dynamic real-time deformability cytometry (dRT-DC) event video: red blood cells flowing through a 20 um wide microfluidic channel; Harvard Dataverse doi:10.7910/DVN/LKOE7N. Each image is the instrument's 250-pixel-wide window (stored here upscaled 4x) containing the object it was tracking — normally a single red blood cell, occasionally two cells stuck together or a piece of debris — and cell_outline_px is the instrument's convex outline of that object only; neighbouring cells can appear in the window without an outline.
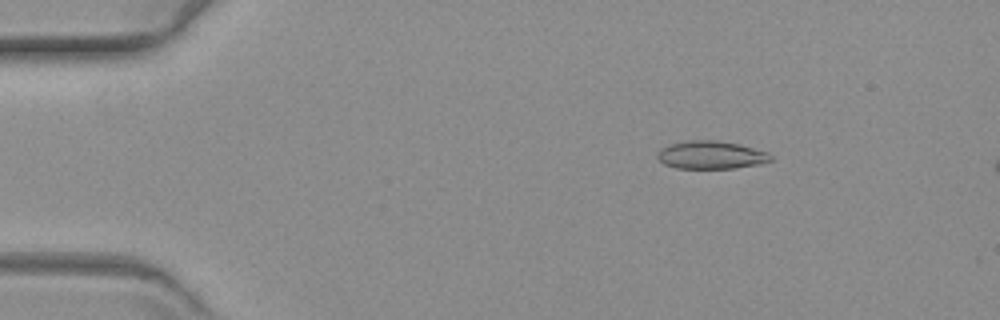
{"species": "common noctule bat (a hibernating species)", "species_latin": "Nyctalus noctula", "temperature_condition": "warm", "stored_images_in_passage": 59, "segment_of_instrument_passage": [1, 2], "camera_frame_rate_fps": 3000, "um_per_image_px": 0.085, "animal": {"sex": "female", "body_mass_g": 19.3, "forearm_length_mm": 54.1}, "frame": {"image": 1, "passage_image": 8, "time_ms": 2.333, "image_size_px": [1000, 320], "cell_outline_px": [[772, 160], [760, 164], [732, 168], [676, 168], [664, 164], [656, 156], [656, 152], [660, 148], [668, 144], [688, 140], [716, 140], [736, 144], [768, 152], [772, 156]], "centroid_in_image_um": [60.38, 13.17], "position_along_channel_um": 24.6, "area_um2": 18.44}}
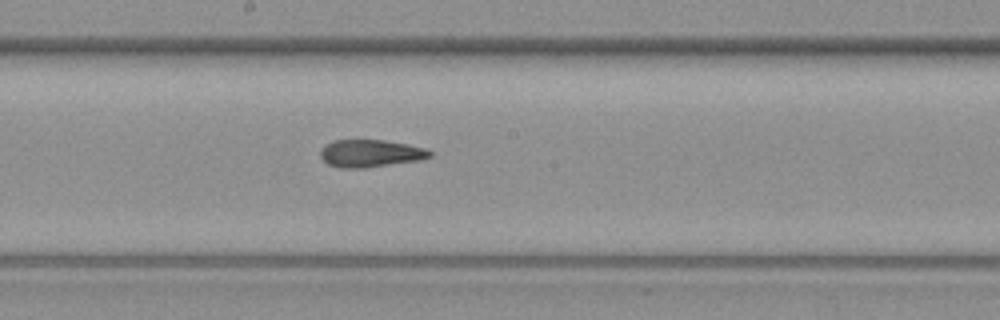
{"frame": {"image": 2, "passage_image": 31, "time_ms": 10.0, "image_size_px": [1000, 320], "cell_outline_px": [[432, 156], [420, 160], [364, 168], [340, 168], [328, 164], [320, 156], [320, 148], [324, 144], [332, 140], [384, 140], [408, 144], [424, 148], [432, 152]], "centroid_in_image_um": [31.46, 13.03], "position_along_channel_um": 216.7, "area_um2": 17.63}}
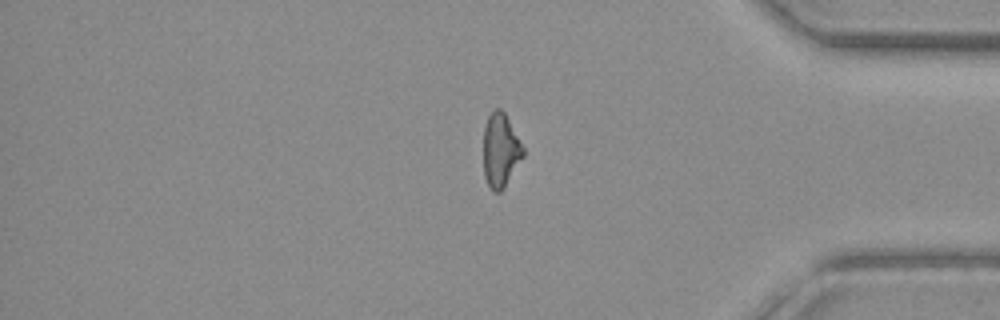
{"frame": {"image": 3, "passage_image": 48, "time_ms": 15.667, "image_size_px": [1000, 320], "cell_outline_px": [[524, 156], [504, 188], [500, 192], [492, 192], [484, 176], [484, 128], [488, 116], [496, 108], [500, 108], [504, 112], [524, 148]], "centroid_in_image_um": [42.55, 12.8], "position_along_channel_um": 392.7, "area_um2": 16.99}}